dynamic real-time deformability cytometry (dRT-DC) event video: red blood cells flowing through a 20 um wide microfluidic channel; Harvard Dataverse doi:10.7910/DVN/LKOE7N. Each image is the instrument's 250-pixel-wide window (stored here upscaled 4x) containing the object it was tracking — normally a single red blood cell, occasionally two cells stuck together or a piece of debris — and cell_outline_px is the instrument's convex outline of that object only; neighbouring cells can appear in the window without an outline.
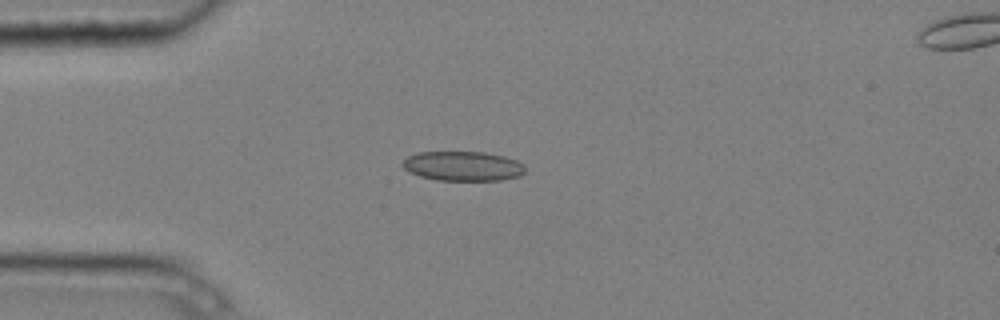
{"species": "common noctule bat (a hibernating species)", "species_latin": "Nyctalus noctula", "temperature_condition": "cold", "stored_images_in_passage": 4, "camera_frame_rate_fps": 3000, "um_per_image_px": 0.085, "animal": {"sex": "male", "body_mass_g": 20.4}, "frame": {"image": 1, "passage_image": 3, "time_ms": 0.667, "image_size_px": [1000, 320], "cell_outline_px": [[524, 172], [520, 176], [500, 180], [436, 180], [420, 176], [404, 168], [400, 164], [408, 156], [416, 152], [484, 152], [504, 156], [516, 160], [524, 164]], "centroid_in_image_um": [39.35, 14.11], "position_along_channel_um": 45.7, "area_um2": 21.1}}